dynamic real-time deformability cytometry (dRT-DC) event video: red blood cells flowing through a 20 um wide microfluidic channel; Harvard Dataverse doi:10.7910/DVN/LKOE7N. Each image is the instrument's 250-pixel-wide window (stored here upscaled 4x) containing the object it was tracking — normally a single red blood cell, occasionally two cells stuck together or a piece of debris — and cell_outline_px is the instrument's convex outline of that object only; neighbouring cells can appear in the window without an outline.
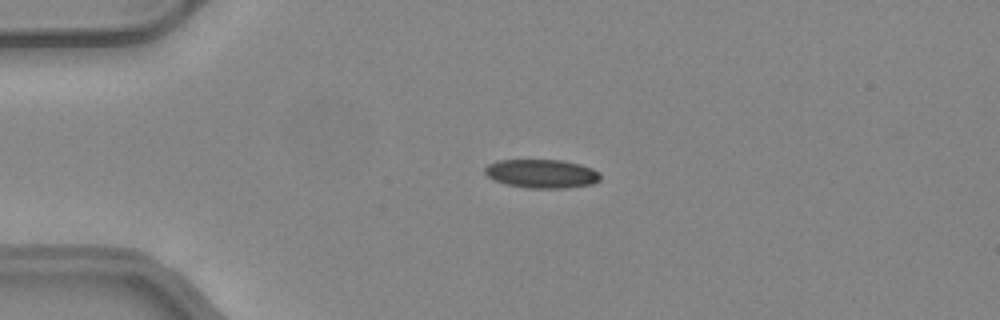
{"species": "common noctule bat (a hibernating species)", "species_latin": "Nyctalus noctula", "temperature_condition": "warm", "stored_images_in_passage": 32, "camera_frame_rate_fps": 3000, "um_per_image_px": 0.085, "animal": {"sex": "female", "body_mass_g": 24.6, "forearm_length_mm": 56.2}, "frame": {"image": 1, "passage_image": 1, "time_ms": 0.0, "image_size_px": [1000, 320], "cell_outline_px": [[600, 180], [592, 184], [564, 188], [532, 188], [504, 184], [492, 180], [484, 172], [484, 168], [488, 164], [496, 160], [564, 160], [580, 164], [592, 168], [600, 172]], "centroid_in_image_um": [46.03, 14.76], "position_along_channel_um": 39.0, "area_um2": 19.48}}
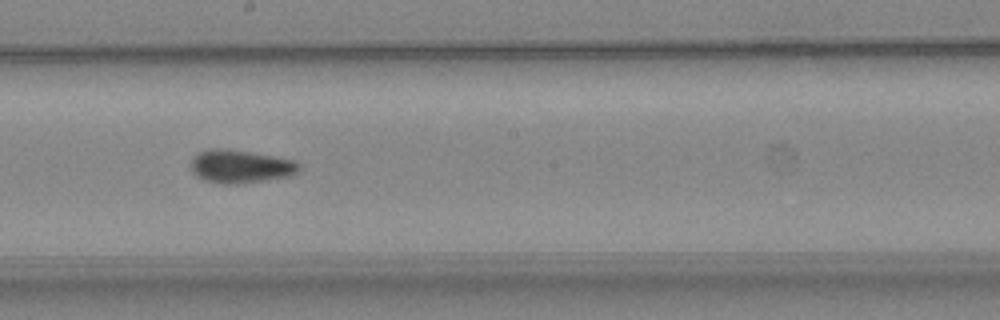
{"frame": {"image": 2, "passage_image": 17, "time_ms": 5.333, "image_size_px": [1000, 320], "cell_outline_px": [[300, 168], [292, 176], [240, 184], [220, 184], [204, 180], [196, 176], [192, 172], [192, 160], [200, 152], [212, 148], [216, 148], [248, 152], [272, 156], [292, 160], [300, 164]], "centroid_in_image_um": [20.44, 14.18], "position_along_channel_um": 227.8, "area_um2": 20.63}}
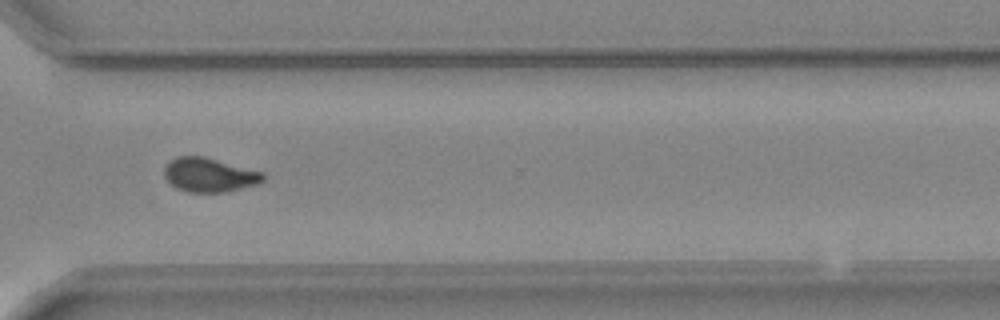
{"frame": {"image": 3, "passage_image": 26, "time_ms": 8.333, "image_size_px": [1000, 320], "cell_outline_px": [[264, 180], [256, 184], [228, 192], [188, 192], [176, 188], [164, 176], [164, 168], [176, 156], [204, 156], [264, 172]], "centroid_in_image_um": [17.81, 14.87], "position_along_channel_um": 352.8, "area_um2": 19.59}, "authors_computed_cell_mechanics": {"area_um2": 19.9699, "velocity_mm_per_s": 4.1837, "shape_relaxation_time_tau1_ms": null, "shape_relaxation_time_tau2_ms": 1.5403, "deformation_change_tau1": null, "deformation_change_tau2": 0.0679}}